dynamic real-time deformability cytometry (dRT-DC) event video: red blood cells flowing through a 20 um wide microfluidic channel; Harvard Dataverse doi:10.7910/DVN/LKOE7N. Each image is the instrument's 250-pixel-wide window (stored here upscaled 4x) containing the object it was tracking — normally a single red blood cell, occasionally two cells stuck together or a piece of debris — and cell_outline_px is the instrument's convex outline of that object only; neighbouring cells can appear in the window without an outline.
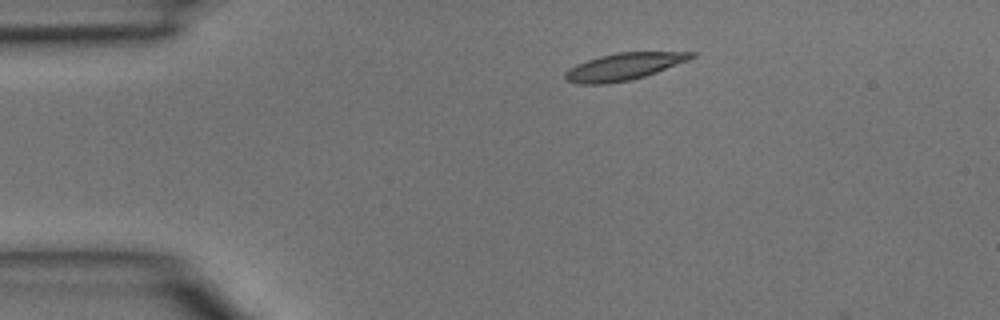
{"species": "common noctule bat (a hibernating species)", "species_latin": "Nyctalus noctula", "temperature_condition": "room temperature", "stored_images_in_passage": 3, "camera_frame_rate_fps": 3000, "um_per_image_px": 0.085, "animal": {"sex": "male", "body_mass_g": 15.6}, "frame": {"image": 1, "passage_image": 2, "time_ms": 0.333, "image_size_px": [1000, 320], "cell_outline_px": [[696, 56], [688, 60], [656, 72], [644, 76], [628, 80], [604, 84], [576, 84], [564, 80], [564, 72], [576, 64], [600, 56], [616, 52], [696, 52]], "centroid_in_image_um": [52.98, 5.66], "position_along_channel_um": 32.0, "area_um2": 19.77}}